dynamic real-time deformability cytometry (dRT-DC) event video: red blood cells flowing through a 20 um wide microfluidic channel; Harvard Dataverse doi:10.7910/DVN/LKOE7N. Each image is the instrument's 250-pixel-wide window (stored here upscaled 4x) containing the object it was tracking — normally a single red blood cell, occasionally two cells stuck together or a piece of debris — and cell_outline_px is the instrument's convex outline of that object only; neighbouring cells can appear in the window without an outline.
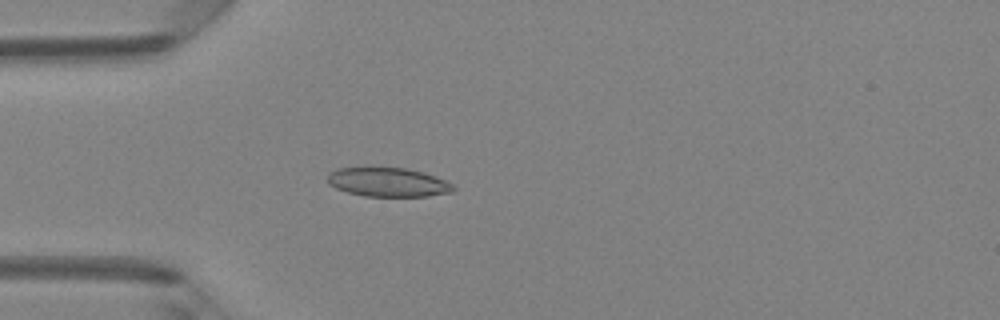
{"species": "Egyptian fruit bat (a non-hibernating species)", "species_latin": "Rousettus aegyptiacus", "temperature_condition": "room temperature", "stored_images_in_passage": 48, "camera_frame_rate_fps": 3000, "um_per_image_px": 0.085, "animal": {"sex": "female"}, "frame": {"image": 1, "passage_image": 14, "time_ms": 4.333, "image_size_px": [1000, 320], "cell_outline_px": [[456, 188], [452, 192], [428, 196], [364, 196], [348, 192], [336, 188], [328, 184], [328, 172], [336, 168], [372, 164], [404, 168], [424, 172], [444, 180], [452, 184]], "centroid_in_image_um": [32.9, 15.43], "position_along_channel_um": 52.1, "area_um2": 22.14}}
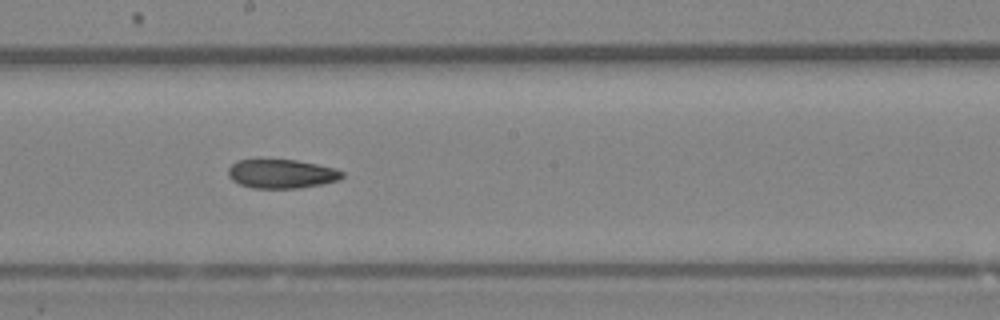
{"frame": {"image": 2, "passage_image": 27, "time_ms": 8.667, "image_size_px": [1000, 320], "cell_outline_px": [[344, 176], [340, 180], [320, 184], [296, 188], [252, 188], [240, 184], [232, 180], [228, 176], [228, 168], [236, 160], [296, 160], [316, 164], [332, 168], [344, 172]], "centroid_in_image_um": [23.91, 14.77], "position_along_channel_um": 224.3, "area_um2": 19.07}}
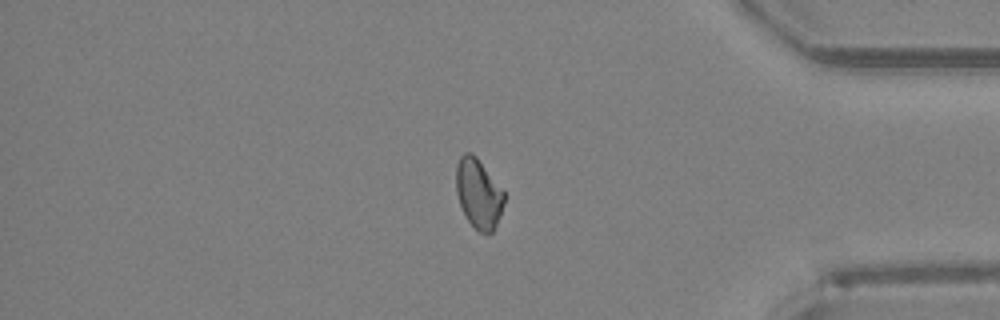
{"frame": {"image": 3, "passage_image": 41, "time_ms": 13.333, "image_size_px": [1000, 320], "cell_outline_px": [[504, 204], [500, 216], [492, 232], [480, 232], [468, 220], [460, 204], [456, 192], [456, 164], [460, 156], [464, 152], [472, 152], [476, 156], [504, 192]], "centroid_in_image_um": [40.66, 16.41], "position_along_channel_um": 394.5, "area_um2": 19.19}}